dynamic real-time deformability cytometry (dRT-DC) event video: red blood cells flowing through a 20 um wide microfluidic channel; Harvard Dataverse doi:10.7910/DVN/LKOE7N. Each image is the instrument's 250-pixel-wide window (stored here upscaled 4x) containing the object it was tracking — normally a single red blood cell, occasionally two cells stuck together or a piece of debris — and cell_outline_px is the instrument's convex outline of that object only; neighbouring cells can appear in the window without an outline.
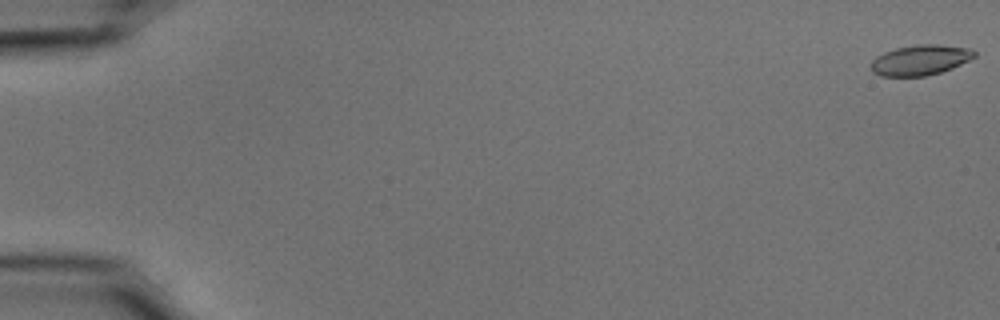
{"species": "common noctule bat (a hibernating species)", "species_latin": "Nyctalus noctula", "temperature_condition": "cold", "stored_images_in_passage": 55, "camera_frame_rate_fps": 3000, "um_per_image_px": 0.085, "animal": {"sex": "male", "body_mass_g": 15.6}, "frame": {"image": 1, "passage_image": 1, "time_ms": 0.0, "image_size_px": [1000, 320], "cell_outline_px": [[976, 56], [952, 68], [928, 76], [880, 76], [872, 72], [868, 68], [872, 60], [876, 56], [884, 52], [896, 48], [916, 44], [936, 44], [968, 48], [976, 52]], "centroid_in_image_um": [78.17, 5.11], "position_along_channel_um": 6.8, "area_um2": 18.38}}
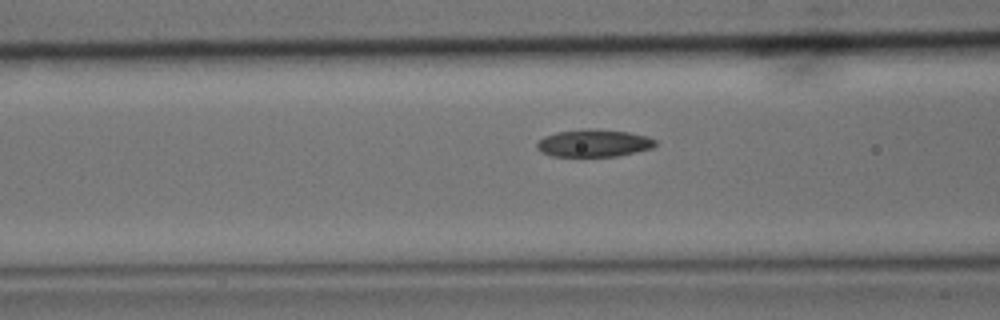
{"frame": {"image": 2, "passage_image": 23, "time_ms": 7.333, "image_size_px": [1000, 320], "cell_outline_px": [[656, 144], [652, 148], [636, 152], [616, 156], [552, 156], [540, 152], [536, 148], [536, 144], [544, 136], [556, 132], [588, 128], [628, 132], [648, 136], [656, 140]], "centroid_in_image_um": [50.46, 12.16], "position_along_channel_um": 116.1, "area_um2": 18.96}}
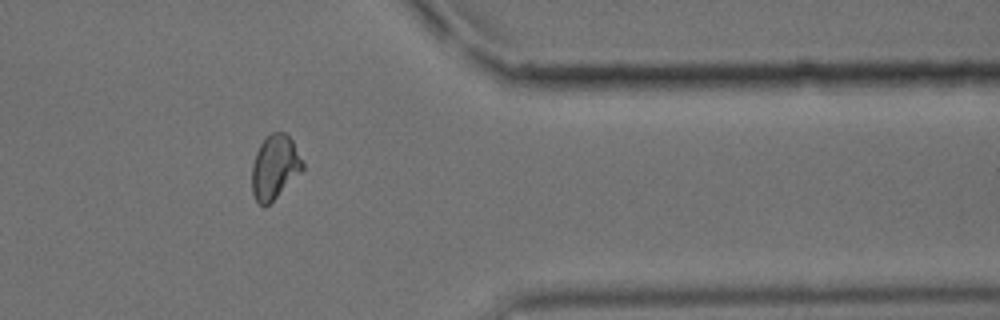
{"frame": {"image": 3, "passage_image": 46, "time_ms": 15.0, "image_size_px": [1000, 320], "cell_outline_px": [[304, 168], [264, 208], [256, 200], [252, 192], [252, 164], [256, 152], [260, 144], [272, 132], [288, 132], [304, 164]], "centroid_in_image_um": [23.34, 14.17], "position_along_channel_um": 388.1, "area_um2": 18.61}, "authors_computed_cell_mechanics": {"area_um2": 18.9006, "velocity_mm_per_s": 3.6995, "shape_relaxation_time_tau1_ms": 6.6809, "shape_relaxation_time_tau2_ms": 3.1961, "deformation_change_tau1": 0.1475, "deformation_change_tau2": 0.0851}}